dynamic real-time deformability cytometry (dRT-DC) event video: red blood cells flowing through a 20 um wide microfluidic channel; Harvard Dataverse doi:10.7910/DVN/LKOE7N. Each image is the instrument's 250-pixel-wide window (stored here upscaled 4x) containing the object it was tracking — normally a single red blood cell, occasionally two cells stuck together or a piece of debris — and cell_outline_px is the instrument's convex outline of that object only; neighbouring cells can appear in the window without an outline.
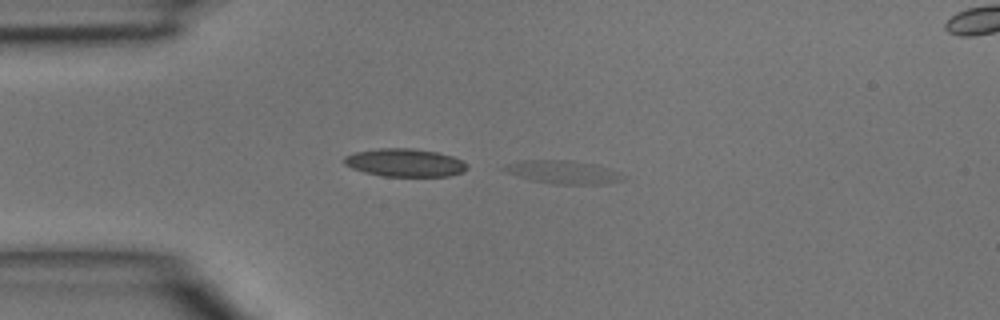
{"species": "common noctule bat (a hibernating species)", "species_latin": "Nyctalus noctula", "temperature_condition": "room temperature", "stored_images_in_passage": 27, "camera_frame_rate_fps": 3000, "um_per_image_px": 0.085, "animal": {"sex": "male", "body_mass_g": 15.6}, "frame": {"image": 1, "passage_image": 1, "time_ms": 0.0, "image_size_px": [1000, 320], "cell_outline_px": [[624, 180], [604, 184], [552, 184], [532, 180], [508, 172], [500, 168], [508, 164], [520, 160], [568, 160], [596, 164], [616, 172], [624, 176]], "centroid_in_image_um": [47.87, 14.63], "position_along_channel_um": 37.1, "area_um2": 15.84}}
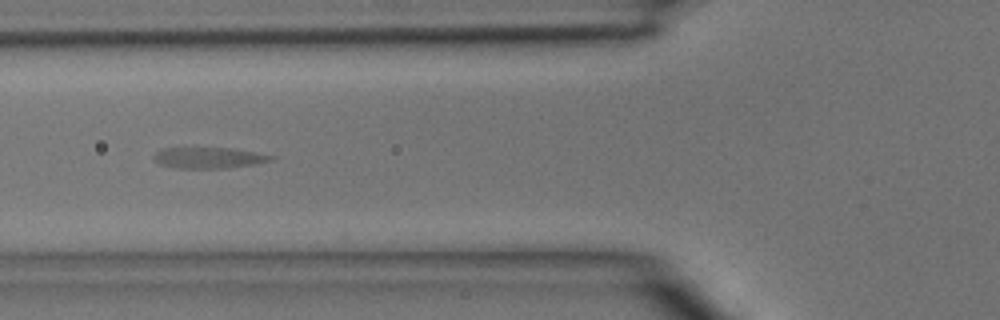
{"frame": {"image": 2, "passage_image": 8, "time_ms": 2.333, "image_size_px": [1000, 320], "cell_outline_px": [[276, 156], [272, 160], [252, 164], [228, 168], [176, 168], [160, 164], [152, 156], [156, 152], [164, 148], [232, 148], [256, 152]], "centroid_in_image_um": [17.75, 13.41], "position_along_channel_um": 108.0, "area_um2": 14.22}}